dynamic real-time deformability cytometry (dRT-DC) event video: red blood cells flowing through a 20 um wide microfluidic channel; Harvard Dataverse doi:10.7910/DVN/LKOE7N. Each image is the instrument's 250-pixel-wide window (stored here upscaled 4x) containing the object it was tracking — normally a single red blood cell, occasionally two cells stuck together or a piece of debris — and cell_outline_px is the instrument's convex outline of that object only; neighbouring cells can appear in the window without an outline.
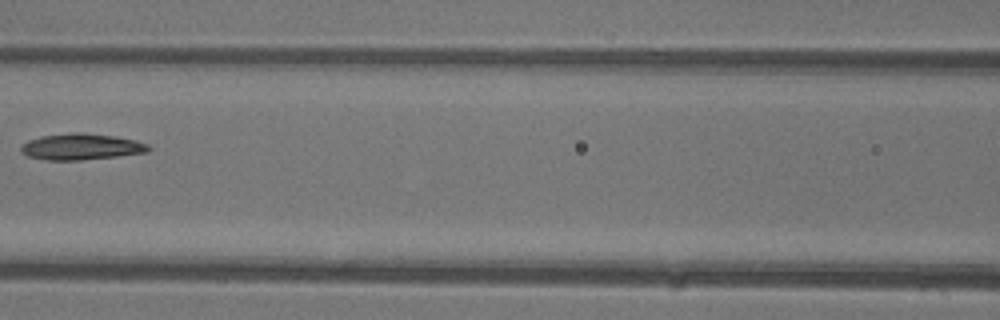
{"species": "common noctule bat (a hibernating species)", "species_latin": "Nyctalus noctula", "temperature_condition": "warm", "stored_images_in_passage": 3, "camera_frame_rate_fps": 3000, "um_per_image_px": 0.085, "animal": {"sex": "female"}, "frame": {"image": 1, "passage_image": 3, "time_ms": 2.333, "image_size_px": [1000, 320], "cell_outline_px": [[152, 148], [148, 152], [116, 156], [80, 160], [44, 160], [28, 156], [20, 152], [20, 144], [28, 140], [40, 136], [72, 132], [84, 132], [116, 136], [136, 140], [148, 144]], "centroid_in_image_um": [6.88, 12.46], "position_along_channel_um": 159.7, "area_um2": 19.77}}